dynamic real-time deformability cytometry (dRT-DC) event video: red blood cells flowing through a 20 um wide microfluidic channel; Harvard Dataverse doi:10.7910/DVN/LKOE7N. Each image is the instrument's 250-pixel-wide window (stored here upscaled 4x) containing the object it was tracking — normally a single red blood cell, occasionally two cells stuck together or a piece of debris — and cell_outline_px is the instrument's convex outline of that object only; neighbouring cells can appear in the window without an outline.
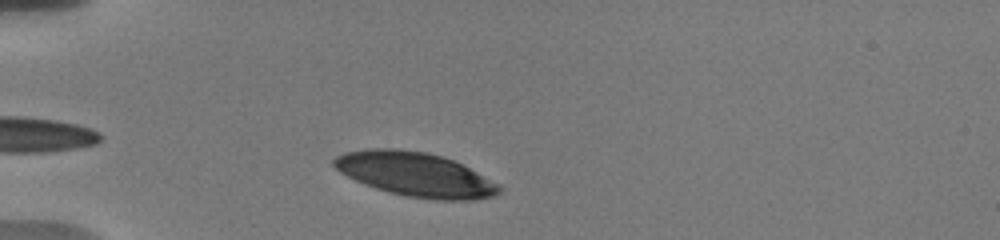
{"species": "human", "species_latin": "Homo sapiens", "temperature_condition": "warm", "stored_images_in_passage": 39, "camera_frame_rate_fps": 3000, "um_per_image_px": 0.085, "donor": {"sex": "male"}, "frame": {"image": 1, "passage_image": 4, "time_ms": 1.0, "image_size_px": [1000, 240], "cell_outline_px": [[500, 192], [492, 196], [476, 200], [432, 200], [408, 196], [388, 192], [364, 184], [340, 172], [332, 164], [332, 160], [336, 156], [344, 152], [368, 148], [400, 148], [424, 152], [444, 156], [464, 164], [496, 184], [500, 188]], "centroid_in_image_um": [35.27, 14.81], "position_along_channel_um": 49.7, "area_um2": 42.54}}
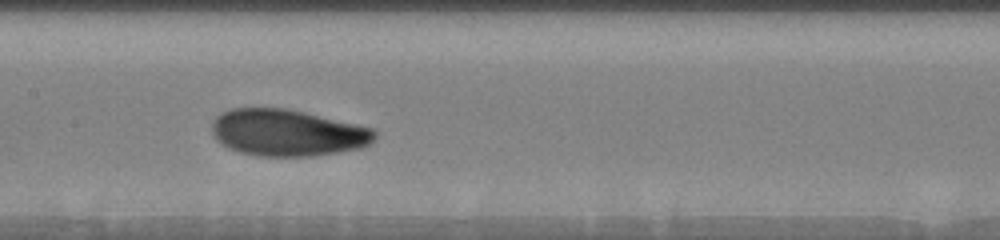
{"frame": {"image": 2, "passage_image": 17, "time_ms": 5.333, "image_size_px": [1000, 240], "cell_outline_px": [[376, 136], [368, 144], [360, 148], [312, 156], [256, 156], [240, 152], [228, 148], [220, 144], [212, 136], [212, 120], [220, 112], [232, 108], [288, 108], [372, 128], [376, 132]], "centroid_in_image_um": [24.35, 11.28], "position_along_channel_um": 183.0, "area_um2": 44.39}}
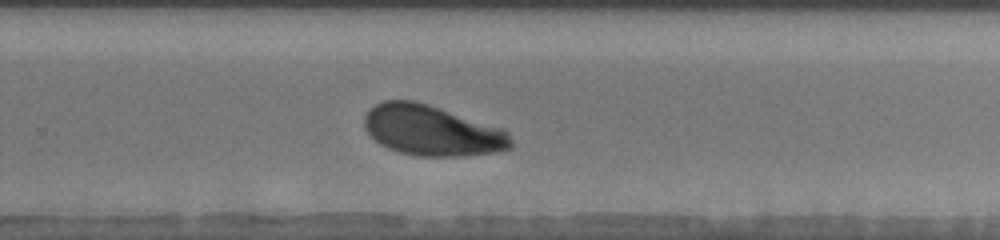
{"frame": {"image": 3, "passage_image": 26, "time_ms": 8.333, "image_size_px": [1000, 240], "cell_outline_px": [[512, 148], [492, 152], [460, 156], [416, 156], [400, 152], [388, 148], [380, 144], [364, 128], [364, 116], [376, 104], [384, 100], [412, 100], [428, 104], [504, 128], [508, 132], [512, 140]], "centroid_in_image_um": [36.73, 11.09], "position_along_channel_um": 293.1, "area_um2": 43.0}, "authors_computed_cell_mechanics": {"area_um2": 43.35, "velocity_mm_per_s": 3.6896, "shape_relaxation_time_tau1_ms": 3.4074, "shape_relaxation_time_tau2_ms": 11.1727, "deformation_change_tau1": 0.1516, "deformation_change_tau2": 0.1749}}